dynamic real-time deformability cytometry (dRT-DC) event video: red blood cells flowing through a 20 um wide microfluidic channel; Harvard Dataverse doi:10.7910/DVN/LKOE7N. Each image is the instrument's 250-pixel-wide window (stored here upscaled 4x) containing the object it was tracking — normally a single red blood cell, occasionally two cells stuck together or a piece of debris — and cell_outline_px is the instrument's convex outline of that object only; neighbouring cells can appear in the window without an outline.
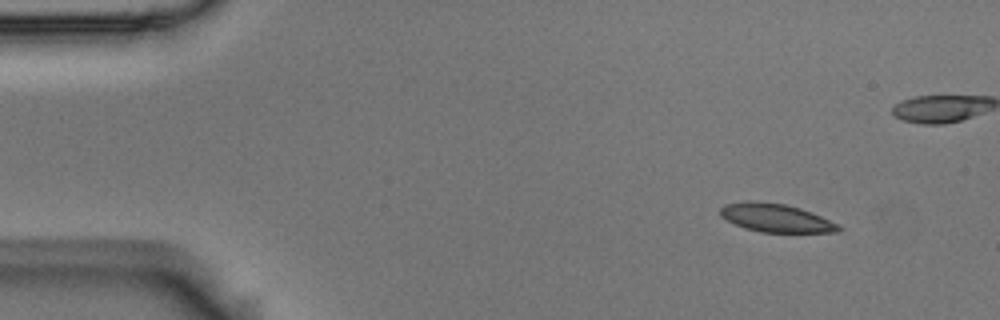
{"species": "Egyptian fruit bat (a non-hibernating species)", "species_latin": "Rousettus aegyptiacus", "temperature_condition": "room temperature", "stored_images_in_passage": 6, "segment_of_instrument_passage": [1, 2], "camera_frame_rate_fps": 3000, "um_per_image_px": 0.085, "animal": {"sex": "male"}, "frame": {"image": 1, "passage_image": 1, "time_ms": 0.0, "image_size_px": [1000, 320], "cell_outline_px": [[844, 228], [840, 232], [760, 232], [744, 228], [720, 216], [720, 208], [724, 204], [744, 200], [756, 200], [784, 204], [800, 208], [812, 212], [840, 224]], "centroid_in_image_um": [65.97, 18.51], "position_along_channel_um": 19.0, "area_um2": 19.83}}
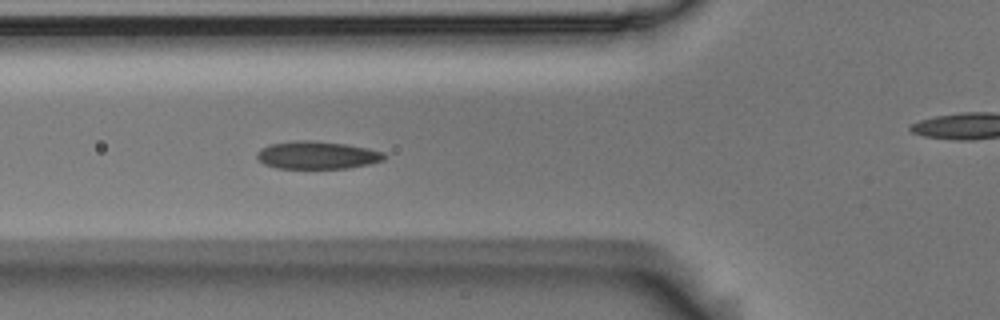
{"frame": {"image": 2, "passage_image": 5, "time_ms": 1.333, "image_size_px": [1000, 320], "cell_outline_px": [[388, 156], [384, 160], [368, 164], [348, 168], [276, 168], [264, 164], [256, 156], [256, 152], [260, 148], [268, 144], [296, 140], [312, 140], [348, 144], [368, 148], [384, 152]], "centroid_in_image_um": [26.96, 13.17], "position_along_channel_um": 98.8, "area_um2": 20.81}}